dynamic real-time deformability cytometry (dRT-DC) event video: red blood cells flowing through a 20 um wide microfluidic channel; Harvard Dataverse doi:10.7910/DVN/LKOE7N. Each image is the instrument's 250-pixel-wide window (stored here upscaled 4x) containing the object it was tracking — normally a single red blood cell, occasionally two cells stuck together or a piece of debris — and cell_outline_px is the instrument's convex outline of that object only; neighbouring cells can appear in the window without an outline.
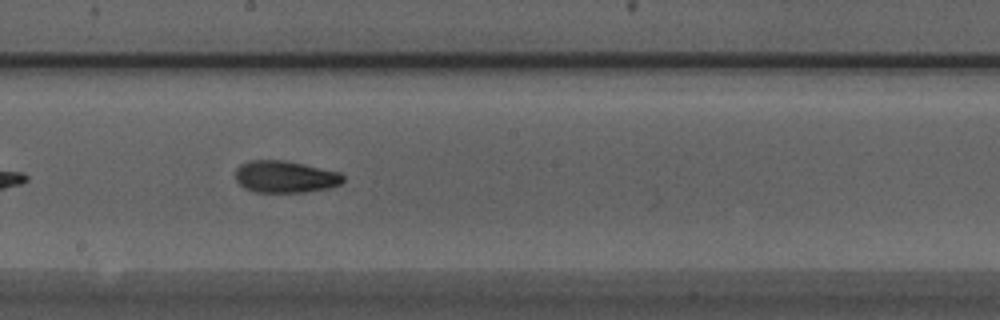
{"species": "Egyptian fruit bat (a non-hibernating species)", "species_latin": "Rousettus aegyptiacus", "temperature_condition": "warm", "stored_images_in_passage": 23, "camera_frame_rate_fps": 3000, "um_per_image_px": 0.085, "animal": {"sex": "male"}, "frame": {"image": 1, "passage_image": 14, "time_ms": 4.333, "image_size_px": [1000, 320], "cell_outline_px": [[344, 180], [340, 184], [328, 188], [308, 192], [256, 192], [244, 188], [236, 180], [236, 168], [240, 164], [248, 160], [284, 160], [304, 164], [340, 172], [344, 176]], "centroid_in_image_um": [24.24, 15.02], "position_along_channel_um": 224.0, "area_um2": 20.17}}
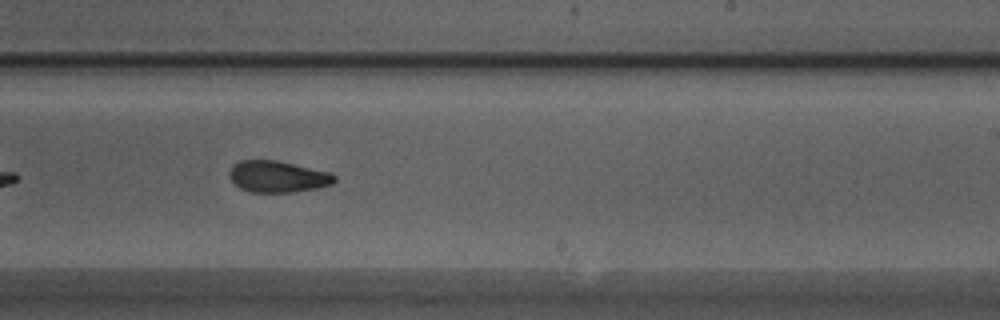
{"frame": {"image": 2, "passage_image": 17, "time_ms": 5.333, "image_size_px": [1000, 320], "cell_outline_px": [[336, 180], [332, 184], [316, 188], [292, 192], [252, 192], [240, 188], [228, 176], [228, 172], [232, 164], [240, 160], [276, 160], [328, 172], [336, 176]], "centroid_in_image_um": [23.56, 15.0], "position_along_channel_um": 265.4, "area_um2": 19.19}}